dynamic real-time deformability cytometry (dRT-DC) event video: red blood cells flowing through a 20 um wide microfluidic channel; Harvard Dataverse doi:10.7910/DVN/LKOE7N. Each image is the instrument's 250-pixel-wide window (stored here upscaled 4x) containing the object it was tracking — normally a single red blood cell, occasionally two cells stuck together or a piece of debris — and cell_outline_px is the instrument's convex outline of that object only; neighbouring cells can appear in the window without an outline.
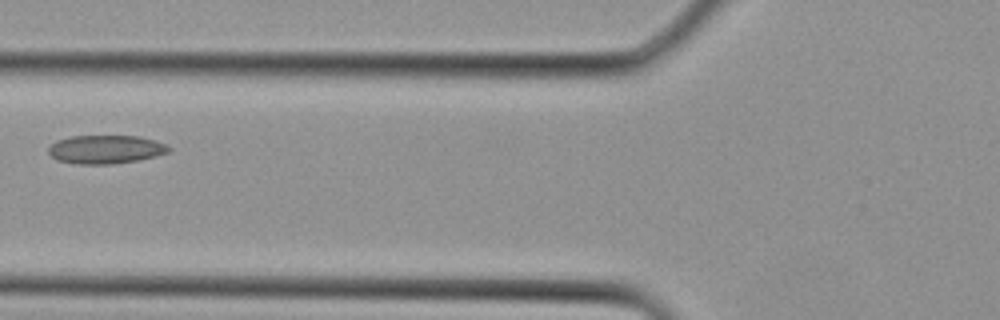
{"species": "Egyptian fruit bat (a non-hibernating species)", "species_latin": "Rousettus aegyptiacus", "temperature_condition": "cold", "stored_images_in_passage": 2, "camera_frame_rate_fps": 3000, "um_per_image_px": 0.085, "animal": {"sex": "female"}, "frame": {"image": 1, "passage_image": 2, "time_ms": 0.333, "image_size_px": [1000, 320], "cell_outline_px": [[172, 148], [168, 152], [156, 156], [136, 160], [112, 164], [80, 164], [56, 160], [48, 152], [48, 148], [56, 140], [72, 136], [140, 136], [156, 140]], "centroid_in_image_um": [8.98, 12.69], "position_along_channel_um": 116.8, "area_um2": 19.94}}